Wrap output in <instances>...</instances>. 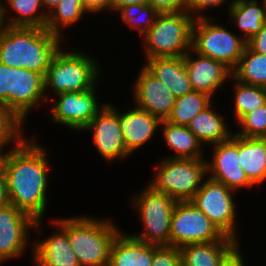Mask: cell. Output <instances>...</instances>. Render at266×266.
I'll return each mask as SVG.
<instances>
[{
  "label": "cell",
  "mask_w": 266,
  "mask_h": 266,
  "mask_svg": "<svg viewBox=\"0 0 266 266\" xmlns=\"http://www.w3.org/2000/svg\"><path fill=\"white\" fill-rule=\"evenodd\" d=\"M224 236L191 201H178L172 213L170 246L222 241Z\"/></svg>",
  "instance_id": "9c48e42d"
},
{
  "label": "cell",
  "mask_w": 266,
  "mask_h": 266,
  "mask_svg": "<svg viewBox=\"0 0 266 266\" xmlns=\"http://www.w3.org/2000/svg\"><path fill=\"white\" fill-rule=\"evenodd\" d=\"M9 7L13 9L14 13L18 16L10 17L11 20H6V10L4 9V4L0 5V22L1 25H6L10 27H38L45 28L48 18V13L46 11L41 12L40 6H42L41 0H7ZM46 12V13H45ZM5 18V19H4ZM8 21V22H7Z\"/></svg>",
  "instance_id": "d4e9b609"
},
{
  "label": "cell",
  "mask_w": 266,
  "mask_h": 266,
  "mask_svg": "<svg viewBox=\"0 0 266 266\" xmlns=\"http://www.w3.org/2000/svg\"><path fill=\"white\" fill-rule=\"evenodd\" d=\"M134 88L138 108L146 110L160 121L167 120L176 97L145 66L141 69Z\"/></svg>",
  "instance_id": "2e32d148"
},
{
  "label": "cell",
  "mask_w": 266,
  "mask_h": 266,
  "mask_svg": "<svg viewBox=\"0 0 266 266\" xmlns=\"http://www.w3.org/2000/svg\"><path fill=\"white\" fill-rule=\"evenodd\" d=\"M60 39L45 28L1 25L0 63L45 77L54 54L61 48Z\"/></svg>",
  "instance_id": "7a4b0ae2"
},
{
  "label": "cell",
  "mask_w": 266,
  "mask_h": 266,
  "mask_svg": "<svg viewBox=\"0 0 266 266\" xmlns=\"http://www.w3.org/2000/svg\"><path fill=\"white\" fill-rule=\"evenodd\" d=\"M238 244L225 256L220 266H245Z\"/></svg>",
  "instance_id": "60d3db41"
},
{
  "label": "cell",
  "mask_w": 266,
  "mask_h": 266,
  "mask_svg": "<svg viewBox=\"0 0 266 266\" xmlns=\"http://www.w3.org/2000/svg\"><path fill=\"white\" fill-rule=\"evenodd\" d=\"M87 129L94 133L93 142L98 153L107 161L131 155L124 143L118 111L112 104H106L87 125Z\"/></svg>",
  "instance_id": "4fadbf2b"
},
{
  "label": "cell",
  "mask_w": 266,
  "mask_h": 266,
  "mask_svg": "<svg viewBox=\"0 0 266 266\" xmlns=\"http://www.w3.org/2000/svg\"><path fill=\"white\" fill-rule=\"evenodd\" d=\"M95 88L84 92L57 94L58 101L54 102L51 110L53 122L61 123L72 130H85L96 114L106 105L97 103Z\"/></svg>",
  "instance_id": "8fae6325"
},
{
  "label": "cell",
  "mask_w": 266,
  "mask_h": 266,
  "mask_svg": "<svg viewBox=\"0 0 266 266\" xmlns=\"http://www.w3.org/2000/svg\"><path fill=\"white\" fill-rule=\"evenodd\" d=\"M239 161L253 185L266 180V138L239 136Z\"/></svg>",
  "instance_id": "603a6c76"
},
{
  "label": "cell",
  "mask_w": 266,
  "mask_h": 266,
  "mask_svg": "<svg viewBox=\"0 0 266 266\" xmlns=\"http://www.w3.org/2000/svg\"><path fill=\"white\" fill-rule=\"evenodd\" d=\"M213 148V159L210 164L207 162L211 179L235 191L253 186L239 164V136L234 134L230 139L213 145Z\"/></svg>",
  "instance_id": "5bb4252c"
},
{
  "label": "cell",
  "mask_w": 266,
  "mask_h": 266,
  "mask_svg": "<svg viewBox=\"0 0 266 266\" xmlns=\"http://www.w3.org/2000/svg\"><path fill=\"white\" fill-rule=\"evenodd\" d=\"M229 12L230 18L246 34L243 36L246 42L258 34L266 23L264 4L263 8H260L257 0H233L229 5Z\"/></svg>",
  "instance_id": "4316f807"
},
{
  "label": "cell",
  "mask_w": 266,
  "mask_h": 266,
  "mask_svg": "<svg viewBox=\"0 0 266 266\" xmlns=\"http://www.w3.org/2000/svg\"><path fill=\"white\" fill-rule=\"evenodd\" d=\"M160 124L164 126L162 131L165 142L175 151L169 158H203L201 142L187 126L174 125L166 120Z\"/></svg>",
  "instance_id": "484cf974"
},
{
  "label": "cell",
  "mask_w": 266,
  "mask_h": 266,
  "mask_svg": "<svg viewBox=\"0 0 266 266\" xmlns=\"http://www.w3.org/2000/svg\"><path fill=\"white\" fill-rule=\"evenodd\" d=\"M133 202L145 231L132 236L148 244L170 246L172 213L178 201L148 185Z\"/></svg>",
  "instance_id": "ba28073f"
},
{
  "label": "cell",
  "mask_w": 266,
  "mask_h": 266,
  "mask_svg": "<svg viewBox=\"0 0 266 266\" xmlns=\"http://www.w3.org/2000/svg\"><path fill=\"white\" fill-rule=\"evenodd\" d=\"M22 121L3 103L0 102V151L12 141L19 144L24 138ZM15 139V140H14Z\"/></svg>",
  "instance_id": "d6a6232c"
},
{
  "label": "cell",
  "mask_w": 266,
  "mask_h": 266,
  "mask_svg": "<svg viewBox=\"0 0 266 266\" xmlns=\"http://www.w3.org/2000/svg\"><path fill=\"white\" fill-rule=\"evenodd\" d=\"M8 204L6 177L4 171L0 173V207Z\"/></svg>",
  "instance_id": "b9f144b4"
},
{
  "label": "cell",
  "mask_w": 266,
  "mask_h": 266,
  "mask_svg": "<svg viewBox=\"0 0 266 266\" xmlns=\"http://www.w3.org/2000/svg\"><path fill=\"white\" fill-rule=\"evenodd\" d=\"M246 45L254 52L266 54V23L258 34L246 42Z\"/></svg>",
  "instance_id": "74e56055"
},
{
  "label": "cell",
  "mask_w": 266,
  "mask_h": 266,
  "mask_svg": "<svg viewBox=\"0 0 266 266\" xmlns=\"http://www.w3.org/2000/svg\"><path fill=\"white\" fill-rule=\"evenodd\" d=\"M59 1L60 0H41L42 7L45 6V8H50V11L59 3Z\"/></svg>",
  "instance_id": "ee69618b"
},
{
  "label": "cell",
  "mask_w": 266,
  "mask_h": 266,
  "mask_svg": "<svg viewBox=\"0 0 266 266\" xmlns=\"http://www.w3.org/2000/svg\"><path fill=\"white\" fill-rule=\"evenodd\" d=\"M237 83L235 89V118L240 120L245 114L266 104V88L242 83Z\"/></svg>",
  "instance_id": "4dcf8cb0"
},
{
  "label": "cell",
  "mask_w": 266,
  "mask_h": 266,
  "mask_svg": "<svg viewBox=\"0 0 266 266\" xmlns=\"http://www.w3.org/2000/svg\"><path fill=\"white\" fill-rule=\"evenodd\" d=\"M192 16L187 11L159 13L142 37L147 59L184 56L191 49Z\"/></svg>",
  "instance_id": "277c9868"
},
{
  "label": "cell",
  "mask_w": 266,
  "mask_h": 266,
  "mask_svg": "<svg viewBox=\"0 0 266 266\" xmlns=\"http://www.w3.org/2000/svg\"><path fill=\"white\" fill-rule=\"evenodd\" d=\"M40 224L12 204L0 207V263L21 256L28 243L27 230H37Z\"/></svg>",
  "instance_id": "7c38bea8"
},
{
  "label": "cell",
  "mask_w": 266,
  "mask_h": 266,
  "mask_svg": "<svg viewBox=\"0 0 266 266\" xmlns=\"http://www.w3.org/2000/svg\"><path fill=\"white\" fill-rule=\"evenodd\" d=\"M188 0H148L159 13L186 11Z\"/></svg>",
  "instance_id": "d590c367"
},
{
  "label": "cell",
  "mask_w": 266,
  "mask_h": 266,
  "mask_svg": "<svg viewBox=\"0 0 266 266\" xmlns=\"http://www.w3.org/2000/svg\"><path fill=\"white\" fill-rule=\"evenodd\" d=\"M132 4H148V0H112V10L119 11L120 8Z\"/></svg>",
  "instance_id": "7bdbcfd3"
},
{
  "label": "cell",
  "mask_w": 266,
  "mask_h": 266,
  "mask_svg": "<svg viewBox=\"0 0 266 266\" xmlns=\"http://www.w3.org/2000/svg\"><path fill=\"white\" fill-rule=\"evenodd\" d=\"M84 13L82 0H60L59 3L48 11V18L45 29L52 34L61 37V26H71L79 21Z\"/></svg>",
  "instance_id": "f546056e"
},
{
  "label": "cell",
  "mask_w": 266,
  "mask_h": 266,
  "mask_svg": "<svg viewBox=\"0 0 266 266\" xmlns=\"http://www.w3.org/2000/svg\"><path fill=\"white\" fill-rule=\"evenodd\" d=\"M36 140L23 139L6 152L3 171L6 177L8 203L41 221L46 208L49 170L47 153Z\"/></svg>",
  "instance_id": "6da1fadb"
},
{
  "label": "cell",
  "mask_w": 266,
  "mask_h": 266,
  "mask_svg": "<svg viewBox=\"0 0 266 266\" xmlns=\"http://www.w3.org/2000/svg\"><path fill=\"white\" fill-rule=\"evenodd\" d=\"M154 244L118 233L112 243L108 266H152Z\"/></svg>",
  "instance_id": "44dd1931"
},
{
  "label": "cell",
  "mask_w": 266,
  "mask_h": 266,
  "mask_svg": "<svg viewBox=\"0 0 266 266\" xmlns=\"http://www.w3.org/2000/svg\"><path fill=\"white\" fill-rule=\"evenodd\" d=\"M119 10L122 20L127 22L131 28L138 29L142 36L152 27L159 14V12L149 4L127 5Z\"/></svg>",
  "instance_id": "1f68e13d"
},
{
  "label": "cell",
  "mask_w": 266,
  "mask_h": 266,
  "mask_svg": "<svg viewBox=\"0 0 266 266\" xmlns=\"http://www.w3.org/2000/svg\"><path fill=\"white\" fill-rule=\"evenodd\" d=\"M152 266H181L179 248L174 246L154 245Z\"/></svg>",
  "instance_id": "e575fe53"
},
{
  "label": "cell",
  "mask_w": 266,
  "mask_h": 266,
  "mask_svg": "<svg viewBox=\"0 0 266 266\" xmlns=\"http://www.w3.org/2000/svg\"><path fill=\"white\" fill-rule=\"evenodd\" d=\"M155 168L156 177L149 185L176 201H190L208 173L207 160L204 158H167Z\"/></svg>",
  "instance_id": "8992f818"
},
{
  "label": "cell",
  "mask_w": 266,
  "mask_h": 266,
  "mask_svg": "<svg viewBox=\"0 0 266 266\" xmlns=\"http://www.w3.org/2000/svg\"><path fill=\"white\" fill-rule=\"evenodd\" d=\"M10 67L0 63V102L9 108Z\"/></svg>",
  "instance_id": "8d00e7d4"
},
{
  "label": "cell",
  "mask_w": 266,
  "mask_h": 266,
  "mask_svg": "<svg viewBox=\"0 0 266 266\" xmlns=\"http://www.w3.org/2000/svg\"><path fill=\"white\" fill-rule=\"evenodd\" d=\"M59 228V233L36 242L32 247L36 266H81L70 246L67 233Z\"/></svg>",
  "instance_id": "ffe728a7"
},
{
  "label": "cell",
  "mask_w": 266,
  "mask_h": 266,
  "mask_svg": "<svg viewBox=\"0 0 266 266\" xmlns=\"http://www.w3.org/2000/svg\"><path fill=\"white\" fill-rule=\"evenodd\" d=\"M238 244L230 237L222 241L188 244L179 248L181 266H220L225 256Z\"/></svg>",
  "instance_id": "7402d4cb"
},
{
  "label": "cell",
  "mask_w": 266,
  "mask_h": 266,
  "mask_svg": "<svg viewBox=\"0 0 266 266\" xmlns=\"http://www.w3.org/2000/svg\"><path fill=\"white\" fill-rule=\"evenodd\" d=\"M197 16L192 26L191 50L233 71L243 55L246 41L221 25L211 24L209 18Z\"/></svg>",
  "instance_id": "52a82bcc"
},
{
  "label": "cell",
  "mask_w": 266,
  "mask_h": 266,
  "mask_svg": "<svg viewBox=\"0 0 266 266\" xmlns=\"http://www.w3.org/2000/svg\"><path fill=\"white\" fill-rule=\"evenodd\" d=\"M226 0H188L186 11L191 15L192 13L201 12L200 10L206 8H212L216 6H220ZM192 12V13H191Z\"/></svg>",
  "instance_id": "f35d334b"
},
{
  "label": "cell",
  "mask_w": 266,
  "mask_h": 266,
  "mask_svg": "<svg viewBox=\"0 0 266 266\" xmlns=\"http://www.w3.org/2000/svg\"><path fill=\"white\" fill-rule=\"evenodd\" d=\"M262 3L264 4L265 10H266V0H263Z\"/></svg>",
  "instance_id": "bcb514c9"
},
{
  "label": "cell",
  "mask_w": 266,
  "mask_h": 266,
  "mask_svg": "<svg viewBox=\"0 0 266 266\" xmlns=\"http://www.w3.org/2000/svg\"><path fill=\"white\" fill-rule=\"evenodd\" d=\"M211 104V96L207 93L192 90L177 97L167 122L174 125L187 126L193 117Z\"/></svg>",
  "instance_id": "f1b7e54d"
},
{
  "label": "cell",
  "mask_w": 266,
  "mask_h": 266,
  "mask_svg": "<svg viewBox=\"0 0 266 266\" xmlns=\"http://www.w3.org/2000/svg\"><path fill=\"white\" fill-rule=\"evenodd\" d=\"M44 95L45 82L41 73L10 67L9 109L22 123L32 107L42 99L48 100Z\"/></svg>",
  "instance_id": "9a60e30c"
},
{
  "label": "cell",
  "mask_w": 266,
  "mask_h": 266,
  "mask_svg": "<svg viewBox=\"0 0 266 266\" xmlns=\"http://www.w3.org/2000/svg\"><path fill=\"white\" fill-rule=\"evenodd\" d=\"M197 59L190 55V50L184 55V62L193 90L212 96L224 81L232 76V71L223 63L195 53Z\"/></svg>",
  "instance_id": "e0dca14e"
},
{
  "label": "cell",
  "mask_w": 266,
  "mask_h": 266,
  "mask_svg": "<svg viewBox=\"0 0 266 266\" xmlns=\"http://www.w3.org/2000/svg\"><path fill=\"white\" fill-rule=\"evenodd\" d=\"M233 191L221 182L208 177L190 201L211 220L224 236L238 241L235 203L231 195Z\"/></svg>",
  "instance_id": "30bf717a"
},
{
  "label": "cell",
  "mask_w": 266,
  "mask_h": 266,
  "mask_svg": "<svg viewBox=\"0 0 266 266\" xmlns=\"http://www.w3.org/2000/svg\"><path fill=\"white\" fill-rule=\"evenodd\" d=\"M86 12H98L104 9L112 10V0H82Z\"/></svg>",
  "instance_id": "ab89813d"
},
{
  "label": "cell",
  "mask_w": 266,
  "mask_h": 266,
  "mask_svg": "<svg viewBox=\"0 0 266 266\" xmlns=\"http://www.w3.org/2000/svg\"><path fill=\"white\" fill-rule=\"evenodd\" d=\"M6 153L0 151V173L3 171L4 161H5Z\"/></svg>",
  "instance_id": "f6af8a7d"
},
{
  "label": "cell",
  "mask_w": 266,
  "mask_h": 266,
  "mask_svg": "<svg viewBox=\"0 0 266 266\" xmlns=\"http://www.w3.org/2000/svg\"><path fill=\"white\" fill-rule=\"evenodd\" d=\"M118 120L125 146L130 153L150 140L161 125L157 117L137 106L123 114L118 112Z\"/></svg>",
  "instance_id": "ac0fdd59"
},
{
  "label": "cell",
  "mask_w": 266,
  "mask_h": 266,
  "mask_svg": "<svg viewBox=\"0 0 266 266\" xmlns=\"http://www.w3.org/2000/svg\"><path fill=\"white\" fill-rule=\"evenodd\" d=\"M144 65L155 75L177 98L193 89L186 70L184 56L180 57H154L146 59Z\"/></svg>",
  "instance_id": "d6986e66"
},
{
  "label": "cell",
  "mask_w": 266,
  "mask_h": 266,
  "mask_svg": "<svg viewBox=\"0 0 266 266\" xmlns=\"http://www.w3.org/2000/svg\"><path fill=\"white\" fill-rule=\"evenodd\" d=\"M241 131L237 136L247 138H266V104L245 114L239 121Z\"/></svg>",
  "instance_id": "836d02e7"
},
{
  "label": "cell",
  "mask_w": 266,
  "mask_h": 266,
  "mask_svg": "<svg viewBox=\"0 0 266 266\" xmlns=\"http://www.w3.org/2000/svg\"><path fill=\"white\" fill-rule=\"evenodd\" d=\"M53 223L67 233L81 266H108L112 243L120 232L111 221L71 217Z\"/></svg>",
  "instance_id": "3957f363"
},
{
  "label": "cell",
  "mask_w": 266,
  "mask_h": 266,
  "mask_svg": "<svg viewBox=\"0 0 266 266\" xmlns=\"http://www.w3.org/2000/svg\"><path fill=\"white\" fill-rule=\"evenodd\" d=\"M210 106L196 114L187 127L201 143L216 145L230 139L233 134L229 132L223 118L213 112Z\"/></svg>",
  "instance_id": "cb8c5ba5"
},
{
  "label": "cell",
  "mask_w": 266,
  "mask_h": 266,
  "mask_svg": "<svg viewBox=\"0 0 266 266\" xmlns=\"http://www.w3.org/2000/svg\"><path fill=\"white\" fill-rule=\"evenodd\" d=\"M231 77L242 83L266 88V54L254 52L246 45Z\"/></svg>",
  "instance_id": "83f0119b"
},
{
  "label": "cell",
  "mask_w": 266,
  "mask_h": 266,
  "mask_svg": "<svg viewBox=\"0 0 266 266\" xmlns=\"http://www.w3.org/2000/svg\"><path fill=\"white\" fill-rule=\"evenodd\" d=\"M99 78L97 61L81 51L64 53L59 49L53 56L44 77L45 91L52 88L55 94L84 92L95 87Z\"/></svg>",
  "instance_id": "5b68a950"
}]
</instances>
